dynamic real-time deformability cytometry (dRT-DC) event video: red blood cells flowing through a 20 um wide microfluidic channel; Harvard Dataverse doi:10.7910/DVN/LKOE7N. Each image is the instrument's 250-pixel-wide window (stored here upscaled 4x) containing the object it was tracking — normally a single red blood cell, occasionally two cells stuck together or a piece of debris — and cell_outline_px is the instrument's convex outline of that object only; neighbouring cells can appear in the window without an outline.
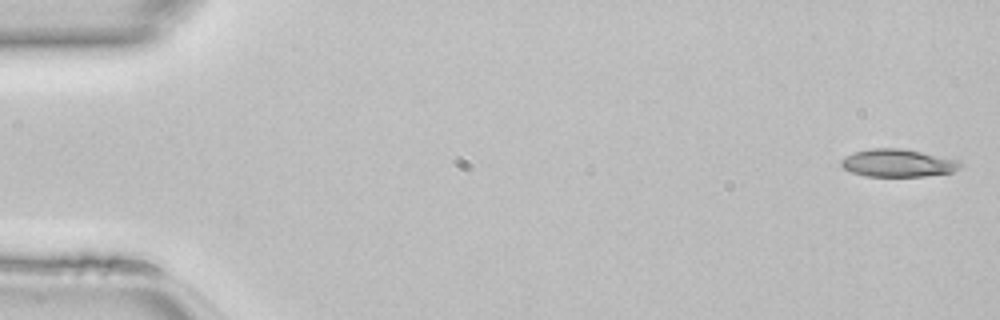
{"species": "common noctule bat (a hibernating species)", "species_latin": "Nyctalus noctula", "temperature_condition": "room temperature", "stored_images_in_passage": 47, "camera_frame_rate_fps": 3000, "um_per_image_px": 0.085, "animal": {"sex": "female", "body_mass_g": 22.7, "forearm_length_mm": 54.2}, "frame": {"image": 1, "passage_image": 1, "time_ms": 0.0, "image_size_px": [1000, 320], "cell_outline_px": [[964, 164], [960, 168], [952, 172], [924, 176], [864, 176], [852, 172], [844, 168], [840, 164], [840, 160], [852, 152], [872, 148], [900, 148], [960, 160]], "centroid_in_image_um": [76.32, 13.85], "position_along_channel_um": 8.7, "area_um2": 19.25}}
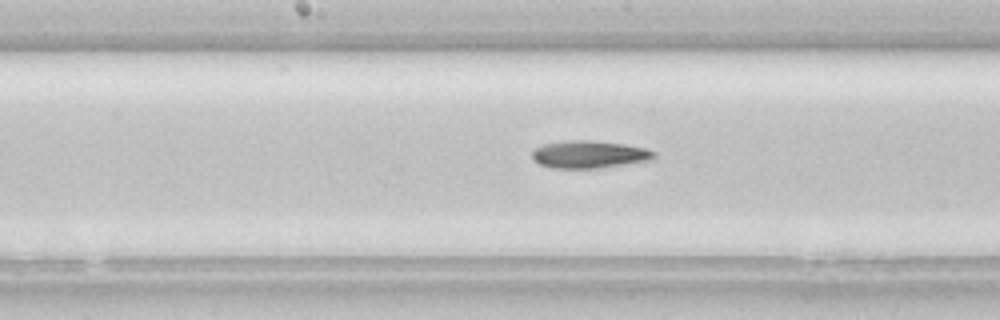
{"frame": {"image": 2, "passage_image": 24, "time_ms": 7.667, "image_size_px": [1000, 320], "cell_outline_px": [[656, 156], [652, 160], [596, 168], [552, 168], [540, 164], [532, 160], [532, 152], [536, 148], [544, 144], [576, 140], [588, 140], [624, 144], [644, 148], [656, 152]], "centroid_in_image_um": [50.09, 13.13], "position_along_channel_um": 198.1, "area_um2": 19.31}}
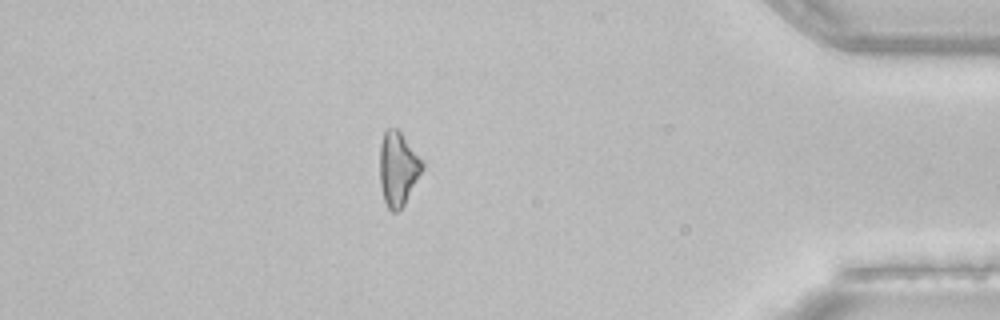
{"frame": {"image": 3, "passage_image": 41, "time_ms": 13.333, "image_size_px": [1000, 320], "cell_outline_px": [[424, 168], [404, 204], [396, 212], [392, 212], [388, 208], [384, 200], [380, 184], [380, 144], [384, 132], [388, 128], [396, 128], [400, 132], [424, 164]], "centroid_in_image_um": [33.81, 14.35], "position_along_channel_um": 401.4, "area_um2": 17.98}}